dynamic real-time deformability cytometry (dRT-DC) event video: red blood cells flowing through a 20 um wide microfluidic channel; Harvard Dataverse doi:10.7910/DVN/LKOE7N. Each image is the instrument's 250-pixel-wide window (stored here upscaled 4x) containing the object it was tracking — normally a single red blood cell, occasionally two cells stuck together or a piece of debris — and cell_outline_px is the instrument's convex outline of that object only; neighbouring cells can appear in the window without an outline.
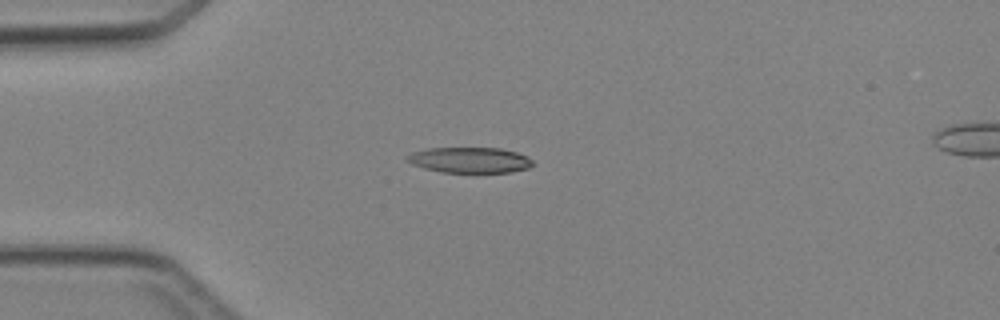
{"species": "Egyptian fruit bat (a non-hibernating species)", "species_latin": "Rousettus aegyptiacus", "temperature_condition": "cold", "stored_images_in_passage": 2, "camera_frame_rate_fps": 3000, "um_per_image_px": 0.085, "animal": {"sex": "female"}, "frame": {"image": 1, "passage_image": 2, "time_ms": 1.0, "image_size_px": [1000, 320], "cell_outline_px": [[532, 164], [528, 168], [512, 172], [440, 172], [424, 168], [412, 164], [404, 160], [404, 156], [412, 152], [428, 148], [500, 148], [516, 152], [528, 156], [532, 160]], "centroid_in_image_um": [39.88, 13.6], "position_along_channel_um": 45.1, "area_um2": 18.84}}